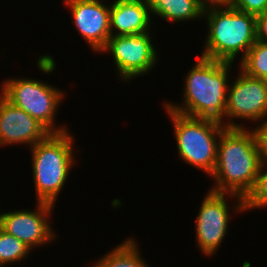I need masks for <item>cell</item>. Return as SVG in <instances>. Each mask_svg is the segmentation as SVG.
Here are the masks:
<instances>
[{
    "label": "cell",
    "mask_w": 267,
    "mask_h": 267,
    "mask_svg": "<svg viewBox=\"0 0 267 267\" xmlns=\"http://www.w3.org/2000/svg\"><path fill=\"white\" fill-rule=\"evenodd\" d=\"M35 209H19L2 213L0 211V228L9 235L15 236L24 242L33 252L36 247L47 246L57 241L51 215L56 205L37 202ZM47 244V245H46Z\"/></svg>",
    "instance_id": "cell-10"
},
{
    "label": "cell",
    "mask_w": 267,
    "mask_h": 267,
    "mask_svg": "<svg viewBox=\"0 0 267 267\" xmlns=\"http://www.w3.org/2000/svg\"><path fill=\"white\" fill-rule=\"evenodd\" d=\"M130 237L102 255L91 267H150L140 252V245Z\"/></svg>",
    "instance_id": "cell-15"
},
{
    "label": "cell",
    "mask_w": 267,
    "mask_h": 267,
    "mask_svg": "<svg viewBox=\"0 0 267 267\" xmlns=\"http://www.w3.org/2000/svg\"><path fill=\"white\" fill-rule=\"evenodd\" d=\"M239 61V68L247 75L267 81V43L257 40Z\"/></svg>",
    "instance_id": "cell-16"
},
{
    "label": "cell",
    "mask_w": 267,
    "mask_h": 267,
    "mask_svg": "<svg viewBox=\"0 0 267 267\" xmlns=\"http://www.w3.org/2000/svg\"><path fill=\"white\" fill-rule=\"evenodd\" d=\"M228 5L239 11L258 16L265 13L267 0H232Z\"/></svg>",
    "instance_id": "cell-20"
},
{
    "label": "cell",
    "mask_w": 267,
    "mask_h": 267,
    "mask_svg": "<svg viewBox=\"0 0 267 267\" xmlns=\"http://www.w3.org/2000/svg\"><path fill=\"white\" fill-rule=\"evenodd\" d=\"M267 207V163H262L252 191L244 199V210L252 211Z\"/></svg>",
    "instance_id": "cell-18"
},
{
    "label": "cell",
    "mask_w": 267,
    "mask_h": 267,
    "mask_svg": "<svg viewBox=\"0 0 267 267\" xmlns=\"http://www.w3.org/2000/svg\"><path fill=\"white\" fill-rule=\"evenodd\" d=\"M173 124L178 154L182 161L211 176L217 161V144L226 127L219 121L184 116L164 106Z\"/></svg>",
    "instance_id": "cell-5"
},
{
    "label": "cell",
    "mask_w": 267,
    "mask_h": 267,
    "mask_svg": "<svg viewBox=\"0 0 267 267\" xmlns=\"http://www.w3.org/2000/svg\"><path fill=\"white\" fill-rule=\"evenodd\" d=\"M238 72L234 82L228 85L223 119L226 128H249L239 123L240 119L255 124L267 119V81L251 77L240 68Z\"/></svg>",
    "instance_id": "cell-8"
},
{
    "label": "cell",
    "mask_w": 267,
    "mask_h": 267,
    "mask_svg": "<svg viewBox=\"0 0 267 267\" xmlns=\"http://www.w3.org/2000/svg\"><path fill=\"white\" fill-rule=\"evenodd\" d=\"M255 125L254 128L249 127V130L253 134L261 163H267V119Z\"/></svg>",
    "instance_id": "cell-19"
},
{
    "label": "cell",
    "mask_w": 267,
    "mask_h": 267,
    "mask_svg": "<svg viewBox=\"0 0 267 267\" xmlns=\"http://www.w3.org/2000/svg\"><path fill=\"white\" fill-rule=\"evenodd\" d=\"M110 3L111 36L151 32L153 16L151 17L149 0H114Z\"/></svg>",
    "instance_id": "cell-13"
},
{
    "label": "cell",
    "mask_w": 267,
    "mask_h": 267,
    "mask_svg": "<svg viewBox=\"0 0 267 267\" xmlns=\"http://www.w3.org/2000/svg\"><path fill=\"white\" fill-rule=\"evenodd\" d=\"M203 19L208 33L203 41L201 57L235 63L238 56L241 55L242 60L257 41L255 15L228 4L206 5Z\"/></svg>",
    "instance_id": "cell-3"
},
{
    "label": "cell",
    "mask_w": 267,
    "mask_h": 267,
    "mask_svg": "<svg viewBox=\"0 0 267 267\" xmlns=\"http://www.w3.org/2000/svg\"><path fill=\"white\" fill-rule=\"evenodd\" d=\"M74 135L50 133L43 141L30 149L34 190L37 202L56 204L59 195L77 163ZM32 151V152H31Z\"/></svg>",
    "instance_id": "cell-4"
},
{
    "label": "cell",
    "mask_w": 267,
    "mask_h": 267,
    "mask_svg": "<svg viewBox=\"0 0 267 267\" xmlns=\"http://www.w3.org/2000/svg\"><path fill=\"white\" fill-rule=\"evenodd\" d=\"M206 197L200 205V209L195 218V240L196 245L204 256L216 255L227 235L229 220L235 213H243L244 199L241 196L230 193H217L211 190L207 191ZM234 199L236 202L231 207L228 199ZM229 204V206H228ZM231 207V208H230ZM233 211L231 215V211Z\"/></svg>",
    "instance_id": "cell-7"
},
{
    "label": "cell",
    "mask_w": 267,
    "mask_h": 267,
    "mask_svg": "<svg viewBox=\"0 0 267 267\" xmlns=\"http://www.w3.org/2000/svg\"><path fill=\"white\" fill-rule=\"evenodd\" d=\"M151 32L127 35L111 36L100 54H108L114 60L116 75L119 80H135L139 76L150 74L158 63L159 54Z\"/></svg>",
    "instance_id": "cell-9"
},
{
    "label": "cell",
    "mask_w": 267,
    "mask_h": 267,
    "mask_svg": "<svg viewBox=\"0 0 267 267\" xmlns=\"http://www.w3.org/2000/svg\"><path fill=\"white\" fill-rule=\"evenodd\" d=\"M183 78L182 104L162 102L171 111L193 118L212 119L223 124L228 85L233 63L199 56Z\"/></svg>",
    "instance_id": "cell-1"
},
{
    "label": "cell",
    "mask_w": 267,
    "mask_h": 267,
    "mask_svg": "<svg viewBox=\"0 0 267 267\" xmlns=\"http://www.w3.org/2000/svg\"><path fill=\"white\" fill-rule=\"evenodd\" d=\"M49 134L40 122L0 94V148L23 144L30 149Z\"/></svg>",
    "instance_id": "cell-12"
},
{
    "label": "cell",
    "mask_w": 267,
    "mask_h": 267,
    "mask_svg": "<svg viewBox=\"0 0 267 267\" xmlns=\"http://www.w3.org/2000/svg\"><path fill=\"white\" fill-rule=\"evenodd\" d=\"M79 35L95 53L106 46L110 33L111 4L105 0H63ZM109 3V4H108Z\"/></svg>",
    "instance_id": "cell-11"
},
{
    "label": "cell",
    "mask_w": 267,
    "mask_h": 267,
    "mask_svg": "<svg viewBox=\"0 0 267 267\" xmlns=\"http://www.w3.org/2000/svg\"><path fill=\"white\" fill-rule=\"evenodd\" d=\"M32 250L15 236L9 235L0 228V267L14 265L27 259Z\"/></svg>",
    "instance_id": "cell-17"
},
{
    "label": "cell",
    "mask_w": 267,
    "mask_h": 267,
    "mask_svg": "<svg viewBox=\"0 0 267 267\" xmlns=\"http://www.w3.org/2000/svg\"><path fill=\"white\" fill-rule=\"evenodd\" d=\"M149 4L151 16L172 24L203 20L206 6L202 0H149Z\"/></svg>",
    "instance_id": "cell-14"
},
{
    "label": "cell",
    "mask_w": 267,
    "mask_h": 267,
    "mask_svg": "<svg viewBox=\"0 0 267 267\" xmlns=\"http://www.w3.org/2000/svg\"><path fill=\"white\" fill-rule=\"evenodd\" d=\"M48 83L28 77H8L0 85V94L11 104L35 118L50 133L67 132V124L57 126L55 119L66 92Z\"/></svg>",
    "instance_id": "cell-6"
},
{
    "label": "cell",
    "mask_w": 267,
    "mask_h": 267,
    "mask_svg": "<svg viewBox=\"0 0 267 267\" xmlns=\"http://www.w3.org/2000/svg\"><path fill=\"white\" fill-rule=\"evenodd\" d=\"M257 40L267 43V15L260 14L256 16Z\"/></svg>",
    "instance_id": "cell-21"
},
{
    "label": "cell",
    "mask_w": 267,
    "mask_h": 267,
    "mask_svg": "<svg viewBox=\"0 0 267 267\" xmlns=\"http://www.w3.org/2000/svg\"><path fill=\"white\" fill-rule=\"evenodd\" d=\"M205 5H226L232 0H202Z\"/></svg>",
    "instance_id": "cell-22"
},
{
    "label": "cell",
    "mask_w": 267,
    "mask_h": 267,
    "mask_svg": "<svg viewBox=\"0 0 267 267\" xmlns=\"http://www.w3.org/2000/svg\"><path fill=\"white\" fill-rule=\"evenodd\" d=\"M261 161L249 128H226L217 144V161L211 190L230 193L243 199L255 186Z\"/></svg>",
    "instance_id": "cell-2"
}]
</instances>
